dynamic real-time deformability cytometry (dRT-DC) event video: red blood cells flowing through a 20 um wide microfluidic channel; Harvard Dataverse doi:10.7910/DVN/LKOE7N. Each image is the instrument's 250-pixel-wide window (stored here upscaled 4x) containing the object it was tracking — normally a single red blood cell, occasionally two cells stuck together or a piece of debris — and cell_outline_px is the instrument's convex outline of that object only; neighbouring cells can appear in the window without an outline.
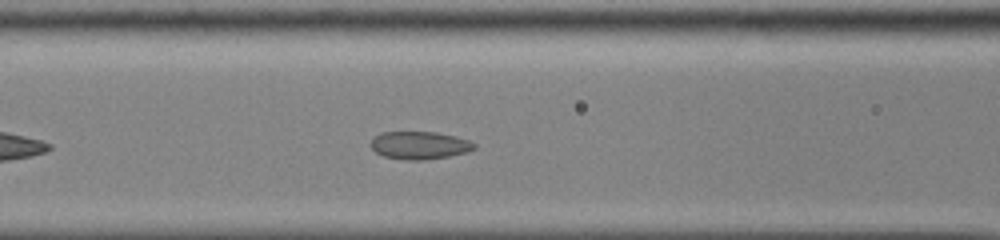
{"species": "common noctule bat (a hibernating species)", "species_latin": "Nyctalus noctula", "temperature_condition": "cold", "stored_images_in_passage": 40, "camera_frame_rate_fps": 3000, "um_per_image_px": 0.085, "animal": {"sex": "male", "body_mass_g": 13.0, "forearm_length_mm": 53.1}, "frame": {"image": 1, "passage_image": 10, "time_ms": 3.0, "image_size_px": [1000, 240], "cell_outline_px": [[476, 148], [468, 152], [448, 156], [424, 160], [408, 160], [384, 156], [376, 152], [368, 144], [380, 132], [436, 132], [456, 136], [468, 140], [476, 144]], "centroid_in_image_um": [35.67, 12.34], "position_along_channel_um": 130.9, "area_um2": 16.76}}
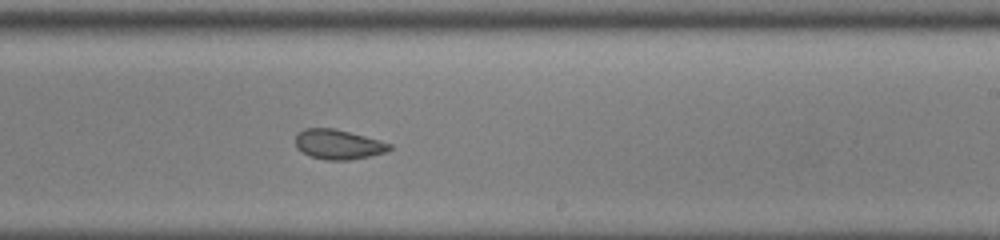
{"frame": {"image": 2, "passage_image": 20, "time_ms": 6.333, "image_size_px": [1000, 240], "cell_outline_px": [[392, 148], [384, 152], [368, 156], [348, 160], [324, 160], [308, 156], [296, 148], [296, 136], [304, 128], [332, 128], [380, 140], [392, 144]], "centroid_in_image_um": [28.72, 12.28], "position_along_channel_um": 260.3, "area_um2": 16.18}}
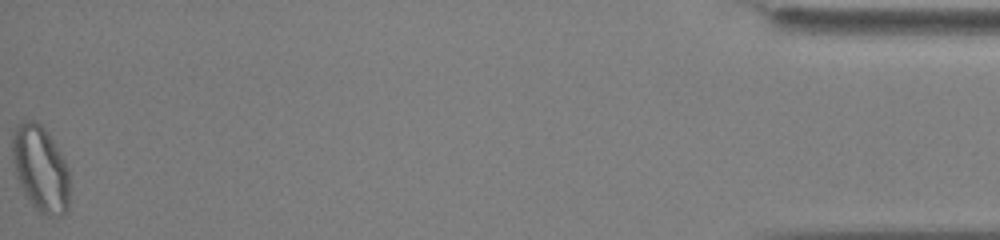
{"frame": {"image": 3, "passage_image": 40, "time_ms": 13.0, "image_size_px": [1000, 240], "cell_outline_px": [[68, 208], [60, 216], [48, 216], [36, 212], [28, 200], [16, 176], [12, 156], [12, 136], [20, 120], [36, 120], [44, 128], [52, 140], [64, 160], [68, 168]], "centroid_in_image_um": [3.42, 14.35], "position_along_channel_um": 431.8, "area_um2": 28.61}, "authors_computed_cell_mechanics": {"area_um2": 17.5134, "velocity_mm_per_s": 3.8923, "shape_relaxation_time_tau1_ms": 4.88, "shape_relaxation_time_tau2_ms": 2.3559, "deformation_change_tau1": 0.0899, "deformation_change_tau2": 0.0612}}